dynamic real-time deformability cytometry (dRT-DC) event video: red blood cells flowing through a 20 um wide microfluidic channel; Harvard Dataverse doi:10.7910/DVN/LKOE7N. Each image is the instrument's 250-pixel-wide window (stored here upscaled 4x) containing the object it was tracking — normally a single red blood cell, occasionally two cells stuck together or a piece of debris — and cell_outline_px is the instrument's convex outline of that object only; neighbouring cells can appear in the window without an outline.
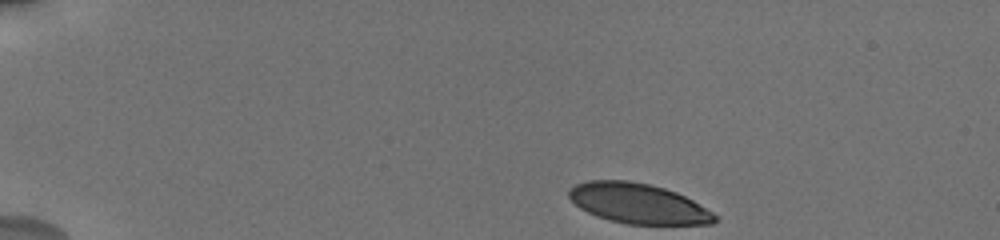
{"species": "human", "species_latin": "Homo sapiens", "temperature_condition": "cold", "stored_images_in_passage": 45, "camera_frame_rate_fps": 3000, "um_per_image_px": 0.085, "donor": {"sex": "male"}, "frame": {"image": 1, "passage_image": 1, "time_ms": 0.0, "image_size_px": [1000, 240], "cell_outline_px": [[720, 220], [712, 224], [628, 224], [596, 216], [580, 208], [568, 196], [568, 188], [576, 184], [588, 180], [628, 180], [648, 184], [664, 188], [676, 192], [692, 200], [712, 212]], "centroid_in_image_um": [54.24, 17.29], "position_along_channel_um": 30.8, "area_um2": 33.93}}
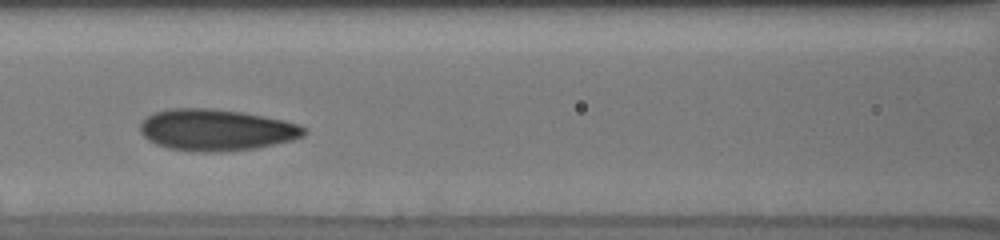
{"frame": {"image": 2, "passage_image": 19, "time_ms": 5.667, "image_size_px": [1000, 240], "cell_outline_px": [[308, 132], [304, 136], [292, 140], [256, 148], [216, 152], [200, 152], [168, 148], [156, 144], [148, 140], [140, 132], [140, 124], [152, 112], [172, 108], [212, 108], [244, 112], [284, 120], [300, 124]], "centroid_in_image_um": [18.39, 11.03], "position_along_channel_um": 148.2, "area_um2": 39.82}}
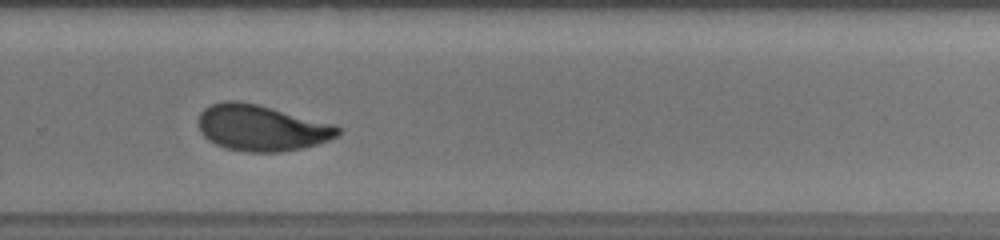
{"frame": {"image": 3, "passage_image": 38, "time_ms": 10.0, "image_size_px": [1000, 240], "cell_outline_px": [[340, 132], [336, 136], [328, 140], [316, 144], [300, 148], [280, 152], [244, 152], [224, 148], [208, 140], [200, 132], [200, 112], [204, 108], [212, 104], [224, 100], [236, 100], [256, 104], [272, 108], [332, 124], [340, 128]], "centroid_in_image_um": [22.18, 10.88], "position_along_channel_um": 307.6, "area_um2": 37.05}}